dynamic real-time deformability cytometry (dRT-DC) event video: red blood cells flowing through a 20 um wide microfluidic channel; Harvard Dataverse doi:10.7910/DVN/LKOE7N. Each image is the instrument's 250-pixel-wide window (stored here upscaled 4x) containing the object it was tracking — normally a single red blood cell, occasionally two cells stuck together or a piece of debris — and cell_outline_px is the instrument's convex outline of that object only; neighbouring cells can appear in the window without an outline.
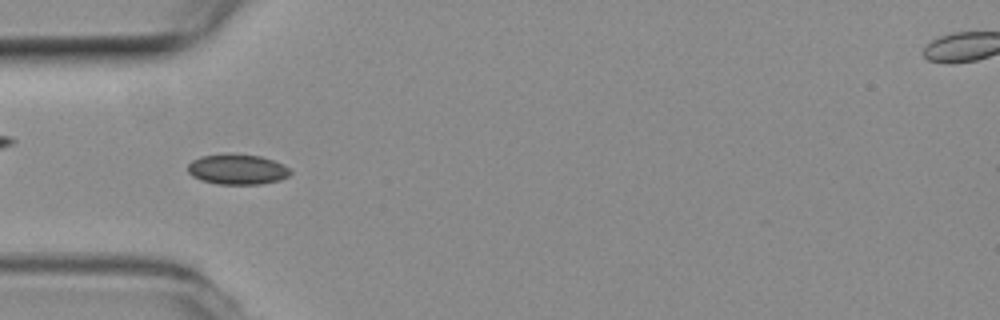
{"species": "common noctule bat (a hibernating species)", "species_latin": "Nyctalus noctula", "temperature_condition": "room temperature", "stored_images_in_passage": 4, "camera_frame_rate_fps": 3000, "um_per_image_px": 0.085, "animal": {"sex": "female", "body_mass_g": 19.3, "forearm_length_mm": 54.1}, "frame": {"image": 1, "passage_image": 2, "time_ms": 0.333, "image_size_px": [1000, 320], "cell_outline_px": [[292, 172], [288, 176], [280, 180], [260, 184], [216, 184], [200, 180], [192, 176], [188, 172], [188, 164], [192, 160], [200, 156], [228, 152], [260, 156], [284, 164]], "centroid_in_image_um": [20.14, 14.38], "position_along_channel_um": 64.9, "area_um2": 18.44}}